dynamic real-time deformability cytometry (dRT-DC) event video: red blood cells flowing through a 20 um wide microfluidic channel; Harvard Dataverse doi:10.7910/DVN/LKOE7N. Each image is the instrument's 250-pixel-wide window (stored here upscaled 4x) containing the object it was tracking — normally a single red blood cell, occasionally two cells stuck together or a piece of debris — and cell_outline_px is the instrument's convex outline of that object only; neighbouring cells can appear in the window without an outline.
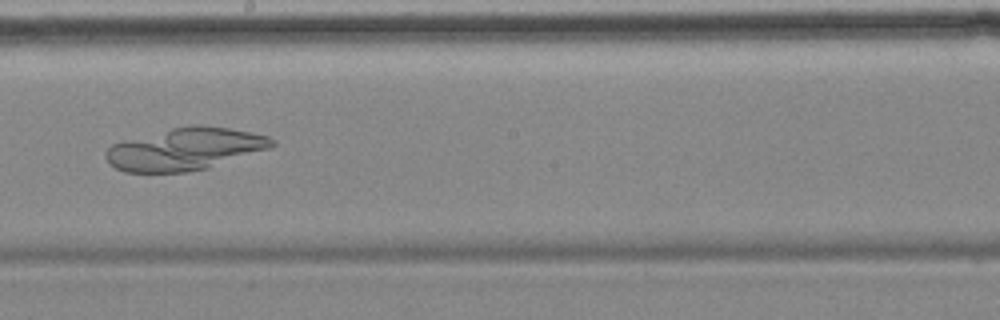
{"species": "common noctule bat (a hibernating species)", "species_latin": "Nyctalus noctula", "temperature_condition": "cold", "stored_images_in_passage": 12, "camera_frame_rate_fps": 3000, "um_per_image_px": 0.085, "animal": {"sex": "female", "body_mass_g": 18.4}, "frame": {"image": 1, "passage_image": 7, "time_ms": 8.0, "image_size_px": [1000, 320], "cell_outline_px": [[276, 144], [268, 148], [208, 168], [188, 172], [124, 172], [116, 168], [104, 156], [104, 152], [112, 144], [124, 140], [172, 128], [192, 124], [196, 124], [228, 128], [252, 132], [268, 136], [276, 140]], "centroid_in_image_um": [15.72, 12.66], "position_along_channel_um": 232.5, "area_um2": 40.63}}